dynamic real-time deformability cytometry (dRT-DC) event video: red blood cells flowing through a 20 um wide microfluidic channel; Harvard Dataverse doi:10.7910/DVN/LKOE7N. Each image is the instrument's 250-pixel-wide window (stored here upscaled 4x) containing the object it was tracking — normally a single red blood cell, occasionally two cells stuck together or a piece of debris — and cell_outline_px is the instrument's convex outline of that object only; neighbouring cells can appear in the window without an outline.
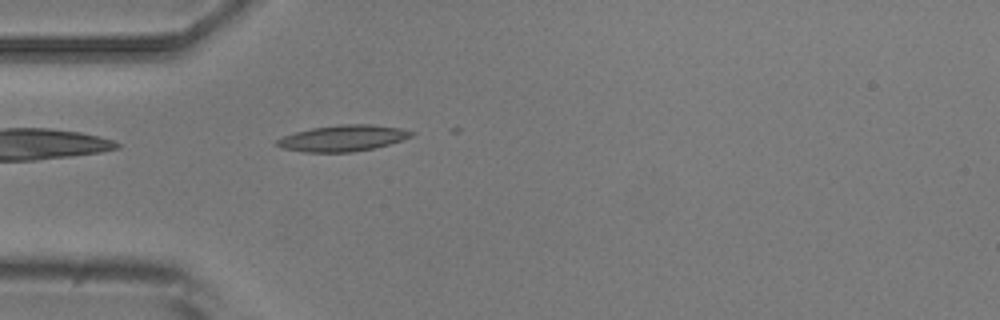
{"species": "common noctule bat (a hibernating species)", "species_latin": "Nyctalus noctula", "temperature_condition": "room temperature", "stored_images_in_passage": 2, "camera_frame_rate_fps": 3000, "um_per_image_px": 0.085, "animal": {"sex": "male", "body_mass_g": 20.5, "forearm_length_mm": 52.5}, "frame": {"image": 1, "passage_image": 2, "time_ms": 2.0, "image_size_px": [1000, 320], "cell_outline_px": [[416, 132], [412, 136], [376, 148], [352, 152], [304, 152], [280, 148], [276, 144], [276, 140], [284, 136], [296, 132], [312, 128], [336, 124], [372, 124], [400, 128]], "centroid_in_image_um": [29.14, 11.74], "position_along_channel_um": 55.9, "area_um2": 20.52}}